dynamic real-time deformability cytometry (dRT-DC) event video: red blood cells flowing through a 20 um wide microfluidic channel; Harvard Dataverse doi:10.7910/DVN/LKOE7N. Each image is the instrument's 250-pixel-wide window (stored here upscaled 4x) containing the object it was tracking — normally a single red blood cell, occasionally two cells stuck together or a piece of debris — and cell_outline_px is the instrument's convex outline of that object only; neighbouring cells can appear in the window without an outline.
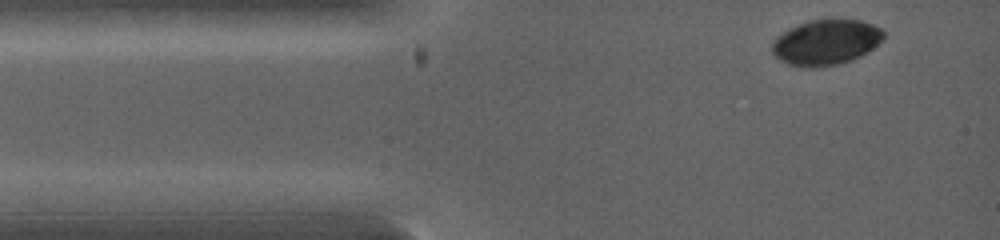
{"species": "common noctule bat (a hibernating species)", "species_latin": "Nyctalus noctula", "temperature_condition": "warm", "stored_images_in_passage": 4, "camera_frame_rate_fps": 5000, "um_per_image_px": 0.085, "animal": {"sex": "female", "body_mass_g": 19.0, "forearm_length_mm": 53.3}, "frame": {"image": 1, "passage_image": 1, "time_ms": 0.0, "image_size_px": [1000, 240], "cell_outline_px": [[884, 36], [868, 52], [852, 60], [836, 64], [816, 68], [800, 68], [788, 64], [780, 60], [772, 52], [772, 40], [776, 36], [788, 28], [808, 20], [860, 20], [872, 24], [880, 28], [884, 32]], "centroid_in_image_um": [70.15, 3.61], "position_along_channel_um": 14.8, "area_um2": 29.54}}